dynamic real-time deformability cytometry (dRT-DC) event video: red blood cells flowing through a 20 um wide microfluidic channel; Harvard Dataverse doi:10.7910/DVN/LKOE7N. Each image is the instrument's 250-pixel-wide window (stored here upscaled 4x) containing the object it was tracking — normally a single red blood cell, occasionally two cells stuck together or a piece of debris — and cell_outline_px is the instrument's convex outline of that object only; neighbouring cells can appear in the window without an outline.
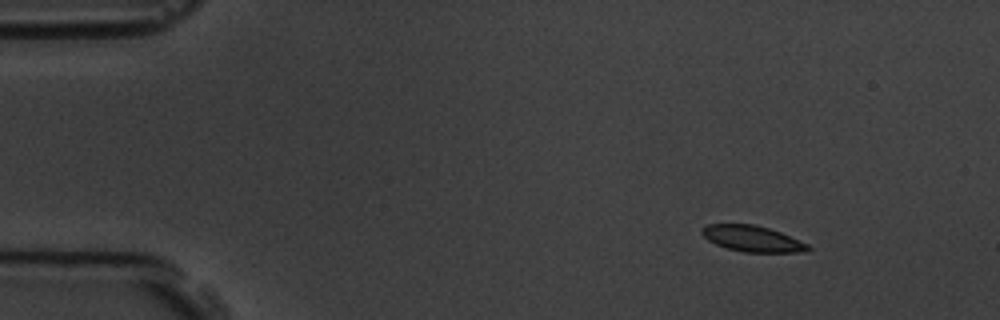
{"species": "common noctule bat (a hibernating species)", "species_latin": "Nyctalus noctula", "temperature_condition": "room temperature", "stored_images_in_passage": 5, "camera_frame_rate_fps": 3000, "um_per_image_px": 0.085, "animal": {"sex": "male", "body_mass_g": 19.5, "forearm_length_mm": 54.6}, "frame": {"image": 1, "passage_image": 2, "time_ms": 1.333, "image_size_px": [1000, 320], "cell_outline_px": [[812, 248], [808, 252], [744, 252], [728, 248], [716, 244], [708, 240], [700, 232], [700, 228], [708, 224], [752, 224], [768, 228], [780, 232], [808, 244]], "centroid_in_image_um": [63.95, 20.29], "position_along_channel_um": 21.1, "area_um2": 16.01}}
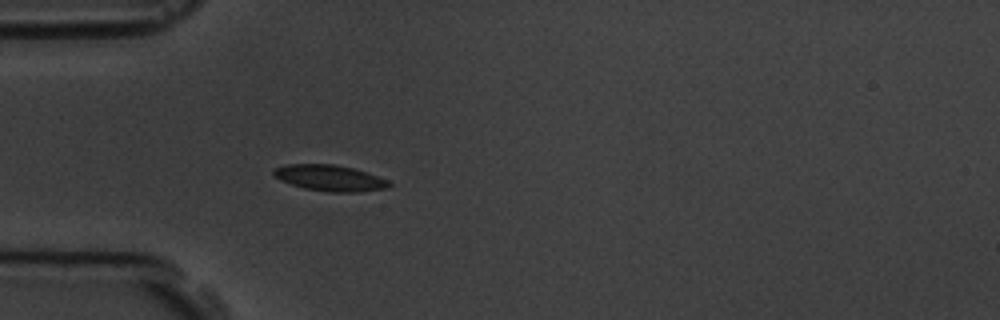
{"frame": {"image": 2, "passage_image": 5, "time_ms": 4.667, "image_size_px": [1000, 320], "cell_outline_px": [[392, 184], [388, 188], [360, 192], [332, 192], [304, 188], [280, 180], [272, 172], [276, 168], [288, 164], [332, 164], [352, 168], [388, 180]], "centroid_in_image_um": [28.05, 15.14], "position_along_channel_um": 56.9, "area_um2": 17.22}}